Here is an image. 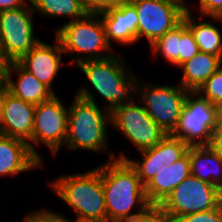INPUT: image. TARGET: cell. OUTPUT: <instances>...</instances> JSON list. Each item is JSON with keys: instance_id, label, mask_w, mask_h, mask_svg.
I'll list each match as a JSON object with an SVG mask.
<instances>
[{"instance_id": "11", "label": "cell", "mask_w": 222, "mask_h": 222, "mask_svg": "<svg viewBox=\"0 0 222 222\" xmlns=\"http://www.w3.org/2000/svg\"><path fill=\"white\" fill-rule=\"evenodd\" d=\"M54 94L49 100L36 105L32 133V153L43 163V157L35 148L44 143L53 157L65 145L69 108Z\"/></svg>"}, {"instance_id": "9", "label": "cell", "mask_w": 222, "mask_h": 222, "mask_svg": "<svg viewBox=\"0 0 222 222\" xmlns=\"http://www.w3.org/2000/svg\"><path fill=\"white\" fill-rule=\"evenodd\" d=\"M137 16V42L145 37L149 45L183 21L188 5L180 0H130Z\"/></svg>"}, {"instance_id": "12", "label": "cell", "mask_w": 222, "mask_h": 222, "mask_svg": "<svg viewBox=\"0 0 222 222\" xmlns=\"http://www.w3.org/2000/svg\"><path fill=\"white\" fill-rule=\"evenodd\" d=\"M217 123L216 106L197 92H188L177 127L171 135L188 146L208 145Z\"/></svg>"}, {"instance_id": "32", "label": "cell", "mask_w": 222, "mask_h": 222, "mask_svg": "<svg viewBox=\"0 0 222 222\" xmlns=\"http://www.w3.org/2000/svg\"><path fill=\"white\" fill-rule=\"evenodd\" d=\"M208 146L222 157V123H217L212 130Z\"/></svg>"}, {"instance_id": "8", "label": "cell", "mask_w": 222, "mask_h": 222, "mask_svg": "<svg viewBox=\"0 0 222 222\" xmlns=\"http://www.w3.org/2000/svg\"><path fill=\"white\" fill-rule=\"evenodd\" d=\"M222 203L220 189L189 175L177 185L160 207L175 221L193 213L217 208Z\"/></svg>"}, {"instance_id": "13", "label": "cell", "mask_w": 222, "mask_h": 222, "mask_svg": "<svg viewBox=\"0 0 222 222\" xmlns=\"http://www.w3.org/2000/svg\"><path fill=\"white\" fill-rule=\"evenodd\" d=\"M188 147L181 139L168 134L155 146L139 151L142 155L141 161L131 160L123 153H119L115 159L127 160L137 171L138 177L145 186L159 171L180 159L187 152Z\"/></svg>"}, {"instance_id": "36", "label": "cell", "mask_w": 222, "mask_h": 222, "mask_svg": "<svg viewBox=\"0 0 222 222\" xmlns=\"http://www.w3.org/2000/svg\"><path fill=\"white\" fill-rule=\"evenodd\" d=\"M66 222H109L107 220H89V219H81L76 218V220L72 221L70 219H66Z\"/></svg>"}, {"instance_id": "2", "label": "cell", "mask_w": 222, "mask_h": 222, "mask_svg": "<svg viewBox=\"0 0 222 222\" xmlns=\"http://www.w3.org/2000/svg\"><path fill=\"white\" fill-rule=\"evenodd\" d=\"M78 88L69 107L65 146L70 150L108 152V126L110 111L100 109L91 89Z\"/></svg>"}, {"instance_id": "5", "label": "cell", "mask_w": 222, "mask_h": 222, "mask_svg": "<svg viewBox=\"0 0 222 222\" xmlns=\"http://www.w3.org/2000/svg\"><path fill=\"white\" fill-rule=\"evenodd\" d=\"M54 32L63 52L69 53V56L71 53L75 54L70 58L75 66L85 60H103L114 55L98 13L88 12L82 18L68 21L58 29L55 28Z\"/></svg>"}, {"instance_id": "37", "label": "cell", "mask_w": 222, "mask_h": 222, "mask_svg": "<svg viewBox=\"0 0 222 222\" xmlns=\"http://www.w3.org/2000/svg\"><path fill=\"white\" fill-rule=\"evenodd\" d=\"M217 108V121L218 123H222V102L216 105Z\"/></svg>"}, {"instance_id": "38", "label": "cell", "mask_w": 222, "mask_h": 222, "mask_svg": "<svg viewBox=\"0 0 222 222\" xmlns=\"http://www.w3.org/2000/svg\"><path fill=\"white\" fill-rule=\"evenodd\" d=\"M214 21L222 23V11L216 17H214Z\"/></svg>"}, {"instance_id": "14", "label": "cell", "mask_w": 222, "mask_h": 222, "mask_svg": "<svg viewBox=\"0 0 222 222\" xmlns=\"http://www.w3.org/2000/svg\"><path fill=\"white\" fill-rule=\"evenodd\" d=\"M54 43L53 46L40 40L18 63L56 94L52 85L61 69L64 52L57 37Z\"/></svg>"}, {"instance_id": "33", "label": "cell", "mask_w": 222, "mask_h": 222, "mask_svg": "<svg viewBox=\"0 0 222 222\" xmlns=\"http://www.w3.org/2000/svg\"><path fill=\"white\" fill-rule=\"evenodd\" d=\"M29 0H0V11L24 7Z\"/></svg>"}, {"instance_id": "10", "label": "cell", "mask_w": 222, "mask_h": 222, "mask_svg": "<svg viewBox=\"0 0 222 222\" xmlns=\"http://www.w3.org/2000/svg\"><path fill=\"white\" fill-rule=\"evenodd\" d=\"M135 100L113 108L110 111V124L139 152L155 146L166 134L142 104H137Z\"/></svg>"}, {"instance_id": "19", "label": "cell", "mask_w": 222, "mask_h": 222, "mask_svg": "<svg viewBox=\"0 0 222 222\" xmlns=\"http://www.w3.org/2000/svg\"><path fill=\"white\" fill-rule=\"evenodd\" d=\"M13 72V73H12ZM12 74H16L17 80ZM6 84L9 93L25 102L38 105L49 100L54 93L18 62H10L7 68Z\"/></svg>"}, {"instance_id": "24", "label": "cell", "mask_w": 222, "mask_h": 222, "mask_svg": "<svg viewBox=\"0 0 222 222\" xmlns=\"http://www.w3.org/2000/svg\"><path fill=\"white\" fill-rule=\"evenodd\" d=\"M180 38L181 23L150 45L153 55L161 54L166 61L180 67Z\"/></svg>"}, {"instance_id": "20", "label": "cell", "mask_w": 222, "mask_h": 222, "mask_svg": "<svg viewBox=\"0 0 222 222\" xmlns=\"http://www.w3.org/2000/svg\"><path fill=\"white\" fill-rule=\"evenodd\" d=\"M191 175L222 188V157L208 145L189 146Z\"/></svg>"}, {"instance_id": "27", "label": "cell", "mask_w": 222, "mask_h": 222, "mask_svg": "<svg viewBox=\"0 0 222 222\" xmlns=\"http://www.w3.org/2000/svg\"><path fill=\"white\" fill-rule=\"evenodd\" d=\"M176 222H222V203L215 209L186 215Z\"/></svg>"}, {"instance_id": "23", "label": "cell", "mask_w": 222, "mask_h": 222, "mask_svg": "<svg viewBox=\"0 0 222 222\" xmlns=\"http://www.w3.org/2000/svg\"><path fill=\"white\" fill-rule=\"evenodd\" d=\"M33 11L42 16L71 17L70 21L84 17L89 11L85 0H29Z\"/></svg>"}, {"instance_id": "22", "label": "cell", "mask_w": 222, "mask_h": 222, "mask_svg": "<svg viewBox=\"0 0 222 222\" xmlns=\"http://www.w3.org/2000/svg\"><path fill=\"white\" fill-rule=\"evenodd\" d=\"M191 14L188 8L183 16V21L193 33L199 51L219 56L222 59V34L219 28L212 23L214 17H210L212 20L206 22L203 16H200L201 20L196 21Z\"/></svg>"}, {"instance_id": "21", "label": "cell", "mask_w": 222, "mask_h": 222, "mask_svg": "<svg viewBox=\"0 0 222 222\" xmlns=\"http://www.w3.org/2000/svg\"><path fill=\"white\" fill-rule=\"evenodd\" d=\"M221 66L219 56L198 52L179 67L183 70L179 84L189 92H196Z\"/></svg>"}, {"instance_id": "30", "label": "cell", "mask_w": 222, "mask_h": 222, "mask_svg": "<svg viewBox=\"0 0 222 222\" xmlns=\"http://www.w3.org/2000/svg\"><path fill=\"white\" fill-rule=\"evenodd\" d=\"M200 15L203 17H216L222 11V0H198Z\"/></svg>"}, {"instance_id": "6", "label": "cell", "mask_w": 222, "mask_h": 222, "mask_svg": "<svg viewBox=\"0 0 222 222\" xmlns=\"http://www.w3.org/2000/svg\"><path fill=\"white\" fill-rule=\"evenodd\" d=\"M136 82L135 98L142 103L148 115L159 125L166 135L172 134L177 127L188 90L178 86L142 84Z\"/></svg>"}, {"instance_id": "3", "label": "cell", "mask_w": 222, "mask_h": 222, "mask_svg": "<svg viewBox=\"0 0 222 222\" xmlns=\"http://www.w3.org/2000/svg\"><path fill=\"white\" fill-rule=\"evenodd\" d=\"M119 53L103 60H85L76 65L96 92L106 99L108 105L104 107L109 111L132 102L136 95L137 74L125 65L124 56Z\"/></svg>"}, {"instance_id": "29", "label": "cell", "mask_w": 222, "mask_h": 222, "mask_svg": "<svg viewBox=\"0 0 222 222\" xmlns=\"http://www.w3.org/2000/svg\"><path fill=\"white\" fill-rule=\"evenodd\" d=\"M23 222H66V218L61 214L42 208V210L27 214Z\"/></svg>"}, {"instance_id": "7", "label": "cell", "mask_w": 222, "mask_h": 222, "mask_svg": "<svg viewBox=\"0 0 222 222\" xmlns=\"http://www.w3.org/2000/svg\"><path fill=\"white\" fill-rule=\"evenodd\" d=\"M34 14L30 1L24 7L0 11V48L9 63L18 62L40 41L34 36Z\"/></svg>"}, {"instance_id": "28", "label": "cell", "mask_w": 222, "mask_h": 222, "mask_svg": "<svg viewBox=\"0 0 222 222\" xmlns=\"http://www.w3.org/2000/svg\"><path fill=\"white\" fill-rule=\"evenodd\" d=\"M133 222H176L160 206H150L140 214Z\"/></svg>"}, {"instance_id": "26", "label": "cell", "mask_w": 222, "mask_h": 222, "mask_svg": "<svg viewBox=\"0 0 222 222\" xmlns=\"http://www.w3.org/2000/svg\"><path fill=\"white\" fill-rule=\"evenodd\" d=\"M199 51V47L195 42L193 33L187 27L184 21L181 22V38H180V66L186 61L192 59Z\"/></svg>"}, {"instance_id": "17", "label": "cell", "mask_w": 222, "mask_h": 222, "mask_svg": "<svg viewBox=\"0 0 222 222\" xmlns=\"http://www.w3.org/2000/svg\"><path fill=\"white\" fill-rule=\"evenodd\" d=\"M43 163L31 152L23 140L0 134V177L43 168Z\"/></svg>"}, {"instance_id": "16", "label": "cell", "mask_w": 222, "mask_h": 222, "mask_svg": "<svg viewBox=\"0 0 222 222\" xmlns=\"http://www.w3.org/2000/svg\"><path fill=\"white\" fill-rule=\"evenodd\" d=\"M104 25L108 44L113 47L112 41L117 44L131 45L137 43L138 16L131 2L117 7H110L98 12Z\"/></svg>"}, {"instance_id": "25", "label": "cell", "mask_w": 222, "mask_h": 222, "mask_svg": "<svg viewBox=\"0 0 222 222\" xmlns=\"http://www.w3.org/2000/svg\"><path fill=\"white\" fill-rule=\"evenodd\" d=\"M196 92L215 106L222 102V66Z\"/></svg>"}, {"instance_id": "4", "label": "cell", "mask_w": 222, "mask_h": 222, "mask_svg": "<svg viewBox=\"0 0 222 222\" xmlns=\"http://www.w3.org/2000/svg\"><path fill=\"white\" fill-rule=\"evenodd\" d=\"M49 185L73 210L76 218L106 220L105 196L99 166L84 173L58 176L56 180H50Z\"/></svg>"}, {"instance_id": "31", "label": "cell", "mask_w": 222, "mask_h": 222, "mask_svg": "<svg viewBox=\"0 0 222 222\" xmlns=\"http://www.w3.org/2000/svg\"><path fill=\"white\" fill-rule=\"evenodd\" d=\"M130 0H85L89 12L98 13L110 7H117Z\"/></svg>"}, {"instance_id": "15", "label": "cell", "mask_w": 222, "mask_h": 222, "mask_svg": "<svg viewBox=\"0 0 222 222\" xmlns=\"http://www.w3.org/2000/svg\"><path fill=\"white\" fill-rule=\"evenodd\" d=\"M36 105L5 95L4 112L0 125V134L25 141L32 152V133Z\"/></svg>"}, {"instance_id": "18", "label": "cell", "mask_w": 222, "mask_h": 222, "mask_svg": "<svg viewBox=\"0 0 222 222\" xmlns=\"http://www.w3.org/2000/svg\"><path fill=\"white\" fill-rule=\"evenodd\" d=\"M191 174L189 147L175 163L159 171L145 185L146 198L151 206H160L173 189Z\"/></svg>"}, {"instance_id": "35", "label": "cell", "mask_w": 222, "mask_h": 222, "mask_svg": "<svg viewBox=\"0 0 222 222\" xmlns=\"http://www.w3.org/2000/svg\"><path fill=\"white\" fill-rule=\"evenodd\" d=\"M8 87L6 83L0 84V125L3 118V112H4V100L5 95L8 93Z\"/></svg>"}, {"instance_id": "34", "label": "cell", "mask_w": 222, "mask_h": 222, "mask_svg": "<svg viewBox=\"0 0 222 222\" xmlns=\"http://www.w3.org/2000/svg\"><path fill=\"white\" fill-rule=\"evenodd\" d=\"M8 64H9V62L4 57L3 52L0 48V84L6 83Z\"/></svg>"}, {"instance_id": "1", "label": "cell", "mask_w": 222, "mask_h": 222, "mask_svg": "<svg viewBox=\"0 0 222 222\" xmlns=\"http://www.w3.org/2000/svg\"><path fill=\"white\" fill-rule=\"evenodd\" d=\"M113 153L109 155L108 161L99 165L105 196L106 220L133 222L151 205L137 171L127 160L115 159Z\"/></svg>"}]
</instances>
